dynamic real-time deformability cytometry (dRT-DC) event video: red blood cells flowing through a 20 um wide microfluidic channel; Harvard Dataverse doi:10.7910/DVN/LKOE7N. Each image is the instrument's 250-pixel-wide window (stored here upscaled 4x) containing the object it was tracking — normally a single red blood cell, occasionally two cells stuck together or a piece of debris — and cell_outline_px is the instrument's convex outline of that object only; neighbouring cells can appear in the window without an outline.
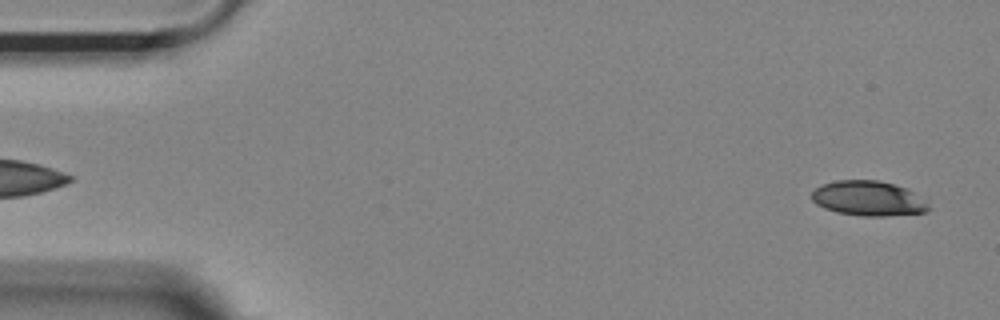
{"species": "Egyptian fruit bat (a non-hibernating species)", "species_latin": "Rousettus aegyptiacus", "temperature_condition": "room temperature", "stored_images_in_passage": 9, "camera_frame_rate_fps": 3000, "um_per_image_px": 0.085, "animal": {"sex": "female"}, "frame": {"image": 1, "passage_image": 9, "time_ms": 2.667, "image_size_px": [1000, 320], "cell_outline_px": [[932, 208], [928, 212], [888, 216], [864, 216], [836, 212], [824, 208], [816, 204], [812, 200], [812, 192], [820, 184], [836, 180], [876, 180], [908, 188], [928, 204]], "centroid_in_image_um": [73.81, 16.87], "position_along_channel_um": 11.2, "area_um2": 23.87}}